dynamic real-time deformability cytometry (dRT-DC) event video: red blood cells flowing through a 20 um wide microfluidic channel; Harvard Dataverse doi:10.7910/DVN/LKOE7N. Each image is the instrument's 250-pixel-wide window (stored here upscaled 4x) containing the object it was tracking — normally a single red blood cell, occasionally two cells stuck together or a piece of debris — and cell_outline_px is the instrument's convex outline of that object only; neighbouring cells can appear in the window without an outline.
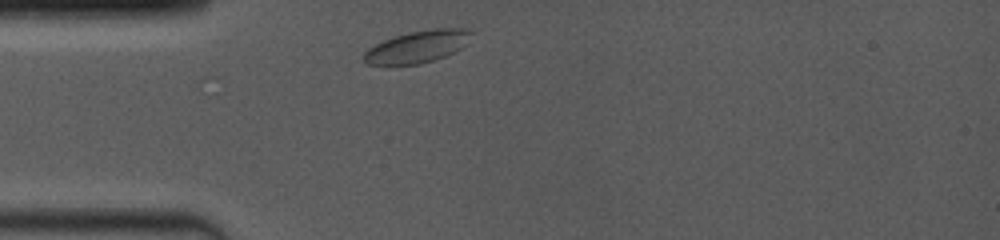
{"species": "common noctule bat (a hibernating species)", "species_latin": "Nyctalus noctula", "temperature_condition": "room temperature", "stored_images_in_passage": 29, "camera_frame_rate_fps": 4000, "um_per_image_px": 0.085, "animal": {"sex": "female", "body_mass_g": 19.0, "forearm_length_mm": 53.3}, "frame": {"image": 1, "passage_image": 1, "time_ms": 0.0, "image_size_px": [1000, 240], "cell_outline_px": [[472, 32], [460, 48], [444, 56], [420, 64], [368, 64], [364, 60], [364, 52], [368, 48], [392, 36], [408, 32], [432, 28], [464, 28]], "centroid_in_image_um": [35.44, 3.95], "position_along_channel_um": 49.6, "area_um2": 19.65}}
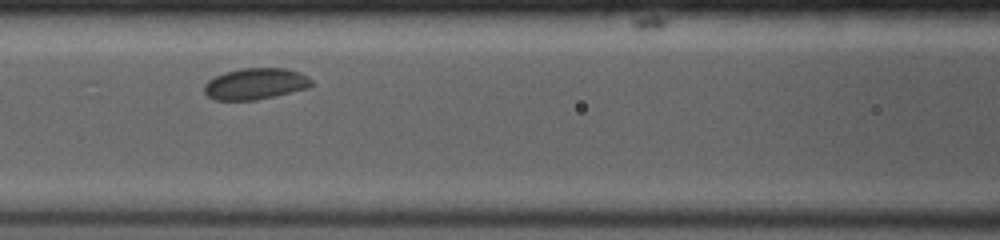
{"frame": {"image": 2, "passage_image": 8, "time_ms": 2.75, "image_size_px": [1000, 240], "cell_outline_px": [[312, 84], [308, 88], [276, 96], [256, 100], [216, 100], [208, 96], [204, 92], [204, 84], [208, 80], [224, 72], [240, 68], [288, 68], [300, 72], [308, 76], [312, 80]], "centroid_in_image_um": [21.73, 7.12], "position_along_channel_um": 144.9, "area_um2": 19.77}}
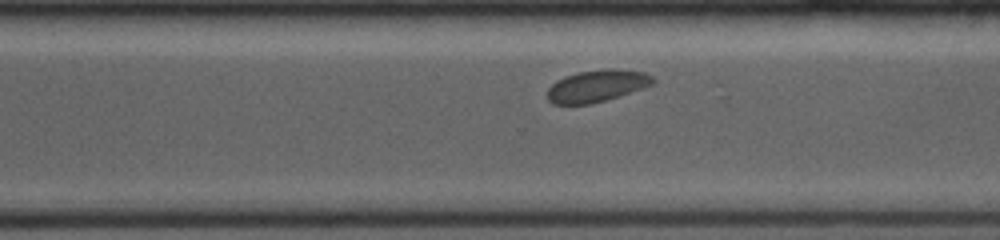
{"frame": {"image": 3, "passage_image": 24, "time_ms": 7.25, "image_size_px": [1000, 240], "cell_outline_px": [[656, 80], [652, 84], [604, 100], [588, 104], [552, 104], [548, 100], [548, 88], [556, 80], [564, 76], [580, 72], [612, 68], [644, 72], [652, 76]], "centroid_in_image_um": [50.69, 7.29], "position_along_channel_um": 319.9, "area_um2": 19.25}}